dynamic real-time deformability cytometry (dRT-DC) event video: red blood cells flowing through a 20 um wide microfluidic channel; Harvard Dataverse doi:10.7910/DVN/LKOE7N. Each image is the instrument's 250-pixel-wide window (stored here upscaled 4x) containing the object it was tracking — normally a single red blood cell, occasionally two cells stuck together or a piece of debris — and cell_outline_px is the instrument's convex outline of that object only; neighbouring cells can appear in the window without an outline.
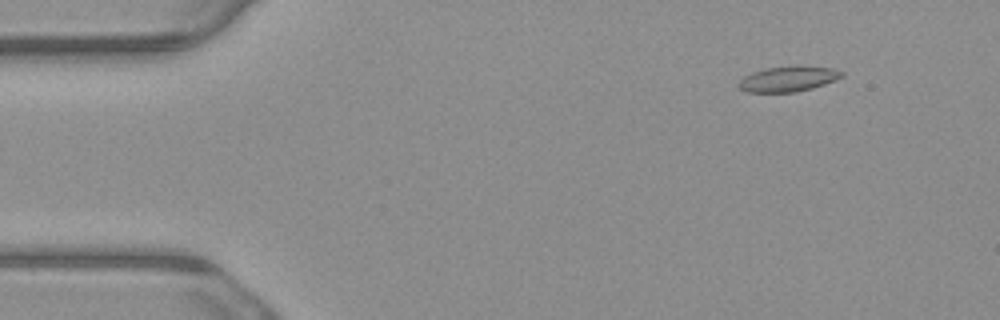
{"species": "common noctule bat (a hibernating species)", "species_latin": "Nyctalus noctula", "temperature_condition": "warm", "stored_images_in_passage": 3, "camera_frame_rate_fps": 3000, "um_per_image_px": 0.085, "animal": {"sex": "male", "body_mass_g": 23.1, "forearm_length_mm": 52.7}, "frame": {"image": 1, "passage_image": 1, "time_ms": 0.0, "image_size_px": [1000, 320], "cell_outline_px": [[844, 76], [836, 80], [812, 88], [796, 92], [748, 92], [740, 88], [736, 84], [744, 76], [752, 72], [764, 68], [832, 68], [844, 72]], "centroid_in_image_um": [66.96, 6.75], "position_along_channel_um": 18.0, "area_um2": 14.62}}
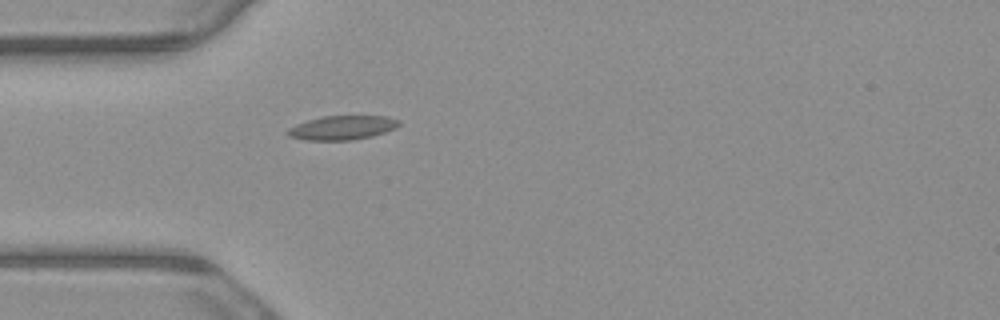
{"frame": {"image": 2, "passage_image": 3, "time_ms": 0.667, "image_size_px": [1000, 320], "cell_outline_px": [[400, 124], [396, 128], [372, 136], [352, 140], [304, 140], [288, 136], [284, 132], [288, 128], [296, 124], [320, 116], [388, 116], [400, 120]], "centroid_in_image_um": [29.07, 10.85], "position_along_channel_um": 55.9, "area_um2": 15.78}}